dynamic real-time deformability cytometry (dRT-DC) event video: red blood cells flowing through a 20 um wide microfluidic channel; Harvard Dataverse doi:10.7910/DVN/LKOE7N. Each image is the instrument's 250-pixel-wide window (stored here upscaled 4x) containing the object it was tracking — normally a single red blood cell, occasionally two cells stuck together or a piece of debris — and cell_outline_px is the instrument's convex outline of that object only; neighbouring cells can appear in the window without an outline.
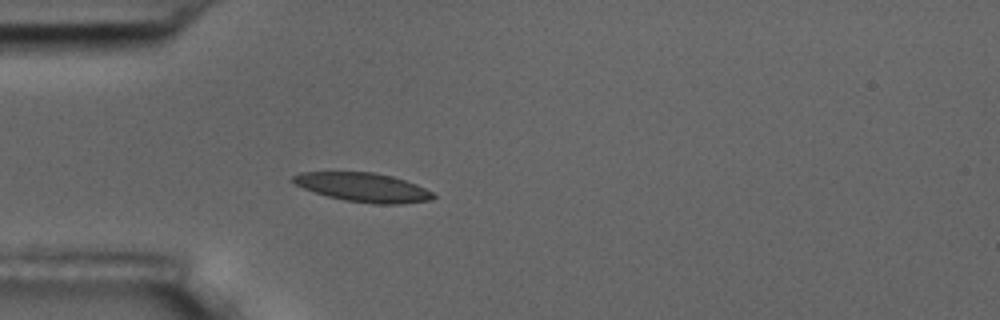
{"species": "common noctule bat (a hibernating species)", "species_latin": "Nyctalus noctula", "temperature_condition": "room temperature", "stored_images_in_passage": 4, "camera_frame_rate_fps": 3000, "um_per_image_px": 0.085, "animal": {"sex": "male", "body_mass_g": 17.5, "forearm_length_mm": 52.3}, "frame": {"image": 1, "passage_image": 4, "time_ms": 3.333, "image_size_px": [1000, 320], "cell_outline_px": [[436, 196], [432, 200], [400, 204], [372, 204], [344, 200], [328, 196], [304, 188], [288, 180], [292, 176], [300, 172], [372, 172], [392, 176], [416, 184], [432, 192]], "centroid_in_image_um": [30.86, 15.92], "position_along_channel_um": 54.1, "area_um2": 23.64}}